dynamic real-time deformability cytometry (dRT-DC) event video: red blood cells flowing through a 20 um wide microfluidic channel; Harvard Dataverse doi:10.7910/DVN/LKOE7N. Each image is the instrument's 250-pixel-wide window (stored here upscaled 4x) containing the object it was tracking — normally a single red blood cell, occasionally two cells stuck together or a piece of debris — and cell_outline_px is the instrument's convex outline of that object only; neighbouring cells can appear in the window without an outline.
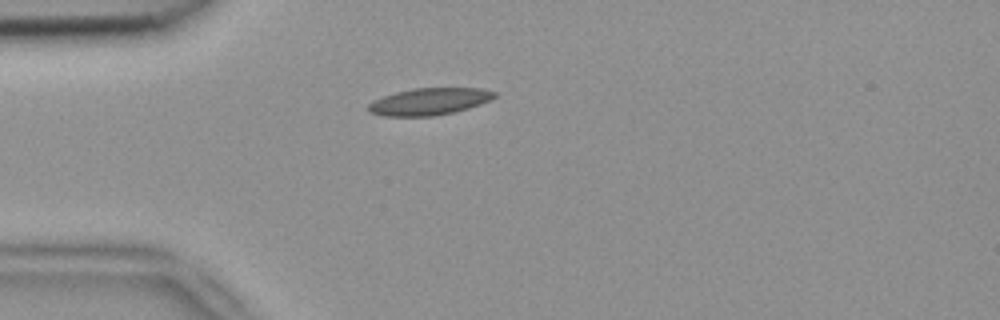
{"species": "common noctule bat (a hibernating species)", "species_latin": "Nyctalus noctula", "temperature_condition": "room temperature", "stored_images_in_passage": 3, "camera_frame_rate_fps": 3000, "um_per_image_px": 0.085, "animal": {"sex": "female", "body_mass_g": 18.4}, "frame": {"image": 1, "passage_image": 2, "time_ms": 0.333, "image_size_px": [1000, 320], "cell_outline_px": [[496, 96], [480, 104], [468, 108], [452, 112], [432, 116], [384, 116], [368, 112], [368, 104], [372, 100], [396, 92], [412, 88], [480, 88], [496, 92]], "centroid_in_image_um": [36.44, 8.62], "position_along_channel_um": 48.6, "area_um2": 19.71}}